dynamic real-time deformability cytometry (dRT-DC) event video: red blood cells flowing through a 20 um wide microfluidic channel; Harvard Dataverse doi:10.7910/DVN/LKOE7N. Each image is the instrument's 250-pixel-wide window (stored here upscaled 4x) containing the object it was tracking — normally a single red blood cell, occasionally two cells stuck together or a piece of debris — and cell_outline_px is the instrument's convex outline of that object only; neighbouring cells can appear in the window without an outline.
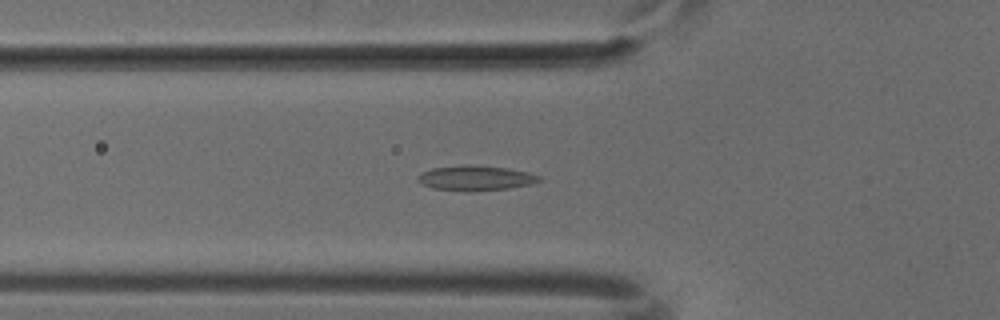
{"species": "common noctule bat (a hibernating species)", "species_latin": "Nyctalus noctula", "temperature_condition": "cold", "stored_images_in_passage": 49, "camera_frame_rate_fps": 3000, "um_per_image_px": 0.085, "animal": {"sex": "male", "body_mass_g": 18.8}, "frame": {"image": 1, "passage_image": 17, "time_ms": 5.333, "image_size_px": [1000, 320], "cell_outline_px": [[544, 180], [532, 184], [508, 188], [468, 192], [432, 188], [420, 184], [416, 180], [416, 176], [420, 172], [432, 168], [464, 164], [468, 164], [508, 168], [528, 172], [540, 176]], "centroid_in_image_um": [40.39, 15.13], "position_along_channel_um": 85.4, "area_um2": 18.09}}
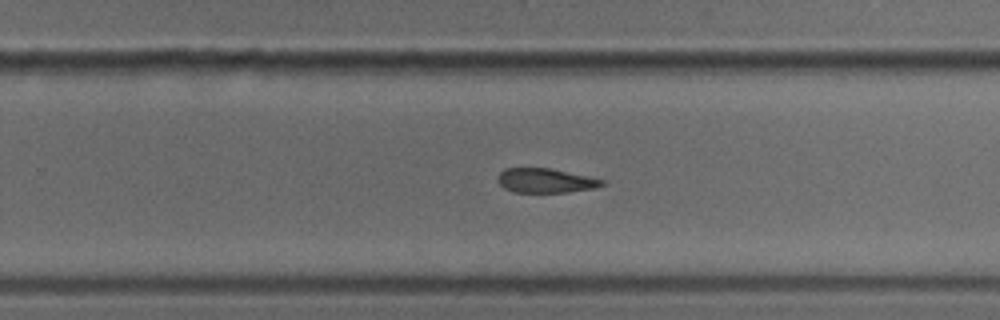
{"frame": {"image": 2, "passage_image": 32, "time_ms": 10.333, "image_size_px": [1000, 320], "cell_outline_px": [[604, 184], [596, 188], [568, 192], [512, 192], [504, 188], [496, 180], [496, 176], [504, 168], [552, 168], [588, 176], [604, 180]], "centroid_in_image_um": [46.34, 15.34], "position_along_channel_um": 283.5, "area_um2": 14.97}}
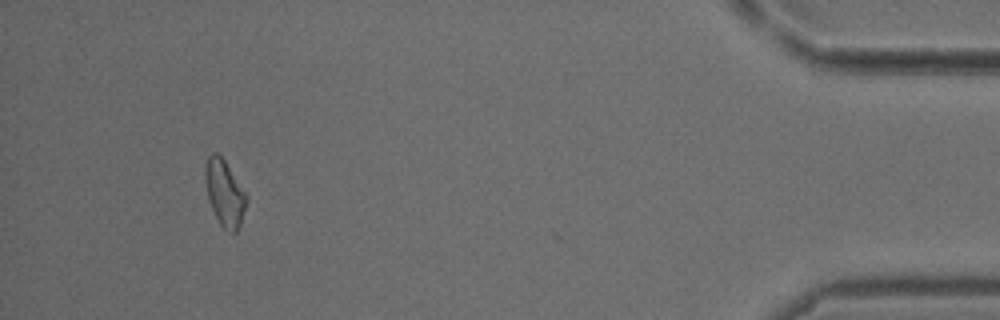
{"frame": {"image": 3, "passage_image": 47, "time_ms": 15.333, "image_size_px": [1000, 320], "cell_outline_px": [[248, 200], [240, 224], [236, 232], [228, 232], [220, 224], [208, 200], [204, 176], [204, 168], [208, 156], [212, 152], [216, 152], [224, 160], [248, 196]], "centroid_in_image_um": [19.08, 16.4], "position_along_channel_um": 416.1, "area_um2": 15.84}}